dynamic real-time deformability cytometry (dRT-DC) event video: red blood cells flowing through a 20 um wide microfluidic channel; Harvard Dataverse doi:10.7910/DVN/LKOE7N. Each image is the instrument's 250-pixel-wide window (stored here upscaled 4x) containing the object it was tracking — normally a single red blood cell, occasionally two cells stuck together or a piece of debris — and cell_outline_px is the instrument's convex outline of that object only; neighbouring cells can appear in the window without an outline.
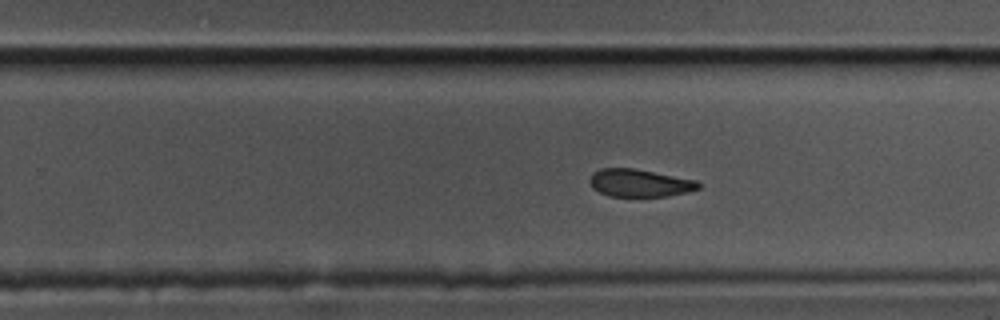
{"species": "common noctule bat (a hibernating species)", "species_latin": "Nyctalus noctula", "temperature_condition": "cold", "stored_images_in_passage": 48, "camera_frame_rate_fps": 3000, "um_per_image_px": 0.085, "animal": {"sex": "male", "body_mass_g": 17.5, "forearm_length_mm": 52.3}, "frame": {"image": 1, "passage_image": 25, "time_ms": 8.0, "image_size_px": [1000, 320], "cell_outline_px": [[700, 188], [688, 192], [668, 196], [608, 196], [592, 188], [588, 180], [592, 172], [600, 168], [632, 168], [696, 180], [700, 184]], "centroid_in_image_um": [54.33, 15.55], "position_along_channel_um": 275.5, "area_um2": 17.51}}
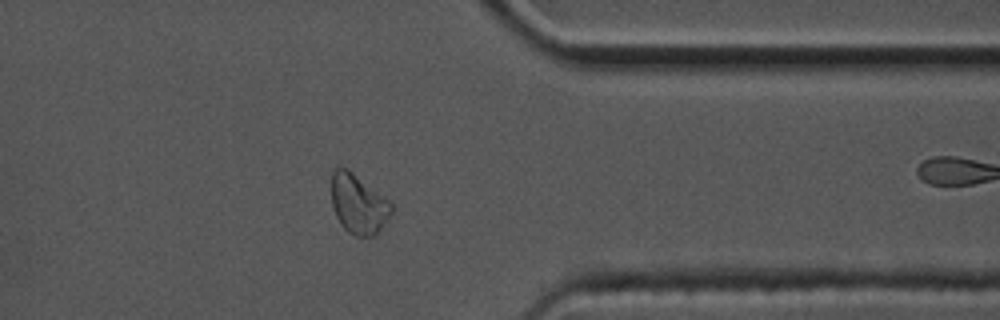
{"frame": {"image": 2, "passage_image": 35, "time_ms": 11.333, "image_size_px": [1000, 320], "cell_outline_px": [[392, 212], [388, 220], [376, 236], [356, 236], [348, 232], [340, 224], [332, 208], [332, 168], [348, 168], [388, 200], [392, 204]], "centroid_in_image_um": [30.46, 17.36], "position_along_channel_um": 380.9, "area_um2": 20.87}}
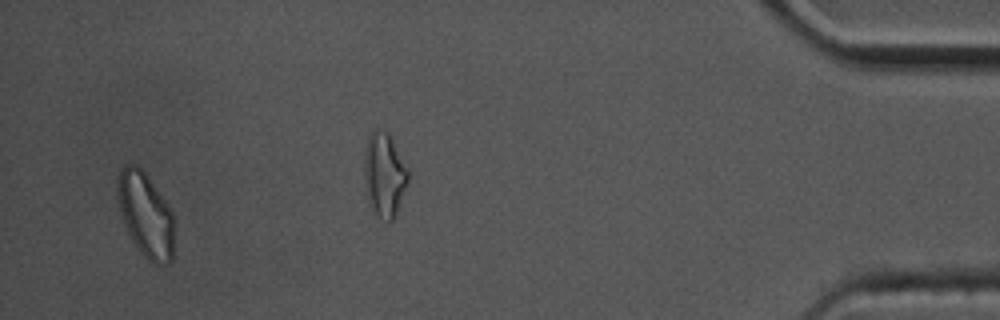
{"frame": {"image": 3, "passage_image": 45, "time_ms": 14.667, "image_size_px": [1000, 320], "cell_outline_px": [[176, 220], [172, 260], [168, 264], [152, 264], [140, 252], [132, 240], [124, 224], [120, 208], [120, 168], [124, 164], [136, 164], [148, 176], [172, 212]], "centroid_in_image_um": [12.45, 18.33], "position_along_channel_um": 422.7, "area_um2": 27.63}, "authors_computed_cell_mechanics": {"area_um2": 19.5942, "velocity_mm_per_s": 3.4522, "shape_relaxation_time_tau1_ms": 4.017, "shape_relaxation_time_tau2_ms": 3.6579, "deformation_change_tau1": 0.1148, "deformation_change_tau2": 0.0898}}